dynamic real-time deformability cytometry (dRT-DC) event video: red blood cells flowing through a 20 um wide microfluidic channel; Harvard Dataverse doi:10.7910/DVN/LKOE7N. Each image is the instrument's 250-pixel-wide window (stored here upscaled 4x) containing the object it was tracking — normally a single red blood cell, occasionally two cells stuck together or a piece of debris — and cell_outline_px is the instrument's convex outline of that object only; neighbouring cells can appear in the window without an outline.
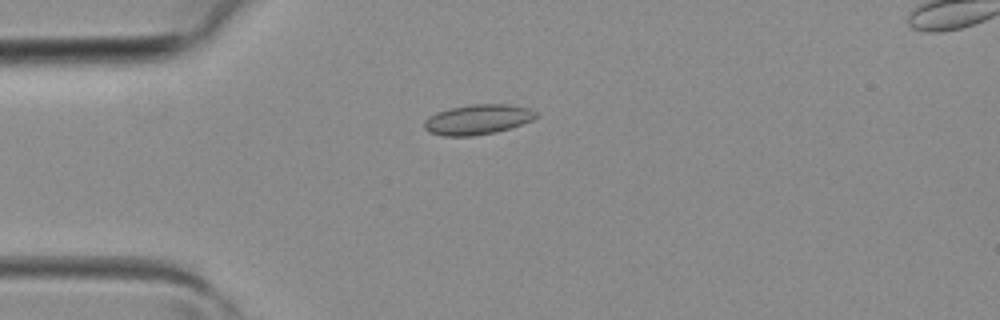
{"species": "common noctule bat (a hibernating species)", "species_latin": "Nyctalus noctula", "temperature_condition": "room temperature", "stored_images_in_passage": 4, "camera_frame_rate_fps": 3000, "um_per_image_px": 0.085, "animal": {"sex": "female", "body_mass_g": 19.3, "forearm_length_mm": 54.1}, "frame": {"image": 1, "passage_image": 3, "time_ms": 0.667, "image_size_px": [1000, 320], "cell_outline_px": [[540, 116], [532, 120], [496, 132], [472, 136], [444, 136], [428, 132], [424, 128], [424, 120], [428, 116], [436, 112], [452, 108], [472, 104], [508, 104], [528, 108], [536, 112]], "centroid_in_image_um": [40.58, 10.16], "position_along_channel_um": 44.4, "area_um2": 19.54}}